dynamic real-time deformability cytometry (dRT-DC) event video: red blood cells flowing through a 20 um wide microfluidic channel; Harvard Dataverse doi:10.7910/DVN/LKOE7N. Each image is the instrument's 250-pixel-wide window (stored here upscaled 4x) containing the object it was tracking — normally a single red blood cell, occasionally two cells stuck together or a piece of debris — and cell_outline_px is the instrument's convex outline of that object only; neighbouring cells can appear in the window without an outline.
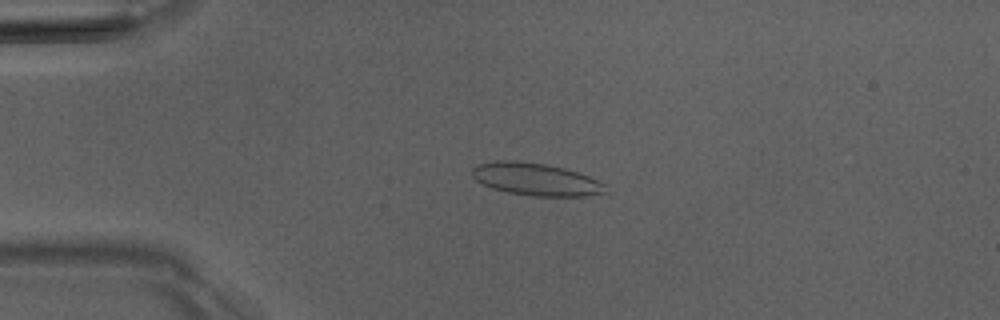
{"species": "Egyptian fruit bat (a non-hibernating species)", "species_latin": "Rousettus aegyptiacus", "temperature_condition": "room temperature", "stored_images_in_passage": 5, "camera_frame_rate_fps": 3000, "um_per_image_px": 0.085, "animal": {"sex": "male"}, "frame": {"image": 1, "passage_image": 4, "time_ms": 3.667, "image_size_px": [1000, 320], "cell_outline_px": [[608, 192], [584, 196], [532, 196], [508, 192], [492, 188], [476, 180], [472, 176], [472, 168], [480, 164], [496, 160], [516, 160], [544, 164], [564, 168], [588, 176], [604, 184]], "centroid_in_image_um": [45.53, 15.24], "position_along_channel_um": 39.5, "area_um2": 25.03}}